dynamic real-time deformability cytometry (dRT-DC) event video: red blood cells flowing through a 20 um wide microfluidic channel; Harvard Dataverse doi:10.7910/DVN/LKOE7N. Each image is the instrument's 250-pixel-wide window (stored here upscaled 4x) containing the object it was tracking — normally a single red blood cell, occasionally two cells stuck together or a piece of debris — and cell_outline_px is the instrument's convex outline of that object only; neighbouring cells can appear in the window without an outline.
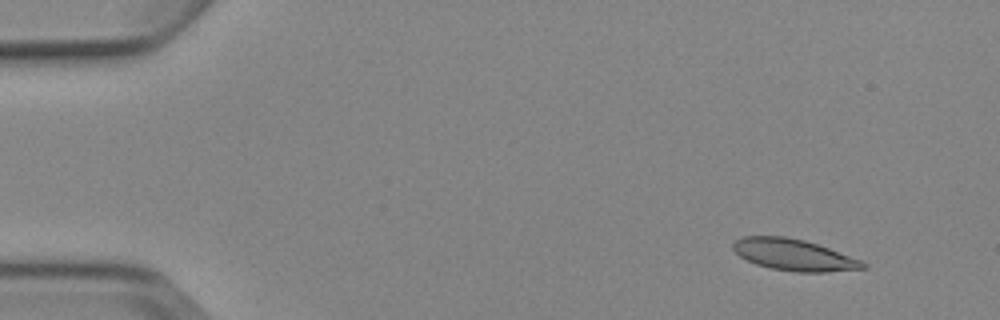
{"species": "Egyptian fruit bat (a non-hibernating species)", "species_latin": "Rousettus aegyptiacus", "temperature_condition": "cold", "stored_images_in_passage": 5, "camera_frame_rate_fps": 3000, "um_per_image_px": 0.085, "animal": {"sex": "female"}, "frame": {"image": 1, "passage_image": 2, "time_ms": 1.333, "image_size_px": [1000, 320], "cell_outline_px": [[868, 268], [824, 272], [796, 272], [772, 268], [756, 264], [740, 256], [732, 248], [732, 244], [736, 240], [744, 236], [784, 236], [804, 240], [828, 248], [860, 260], [868, 264]], "centroid_in_image_um": [67.47, 21.66], "position_along_channel_um": 17.5, "area_um2": 23.52}}
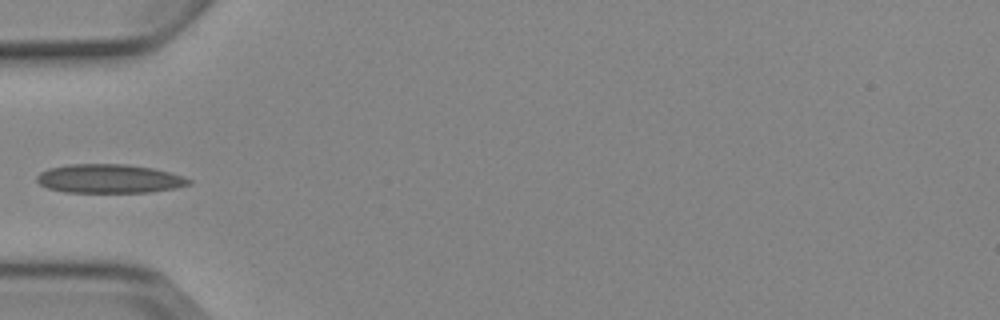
{"frame": {"image": 2, "passage_image": 5, "time_ms": 5.667, "image_size_px": [1000, 320], "cell_outline_px": [[192, 184], [176, 188], [148, 192], [64, 192], [48, 188], [40, 184], [36, 180], [36, 176], [40, 172], [48, 168], [68, 164], [128, 164], [152, 168], [184, 176], [192, 180]], "centroid_in_image_um": [9.29, 15.18], "position_along_channel_um": 75.7, "area_um2": 25.66}}